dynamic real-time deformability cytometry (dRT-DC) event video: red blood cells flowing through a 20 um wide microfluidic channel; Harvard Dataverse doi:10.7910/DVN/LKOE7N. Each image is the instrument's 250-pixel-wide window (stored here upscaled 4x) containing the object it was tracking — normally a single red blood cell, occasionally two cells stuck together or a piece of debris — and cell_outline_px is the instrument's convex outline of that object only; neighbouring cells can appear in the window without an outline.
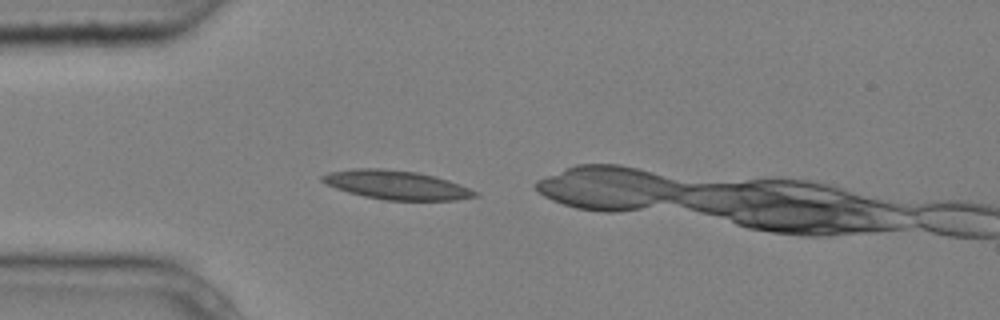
{"species": "common noctule bat (a hibernating species)", "species_latin": "Nyctalus noctula", "temperature_condition": "cold", "stored_images_in_passage": 2, "camera_frame_rate_fps": 3000, "um_per_image_px": 0.085, "animal": {"sex": "male", "body_mass_g": 20.4}, "frame": {"image": 1, "passage_image": 1, "time_ms": 0.0, "image_size_px": [1000, 320], "cell_outline_px": [[480, 196], [456, 200], [384, 200], [364, 196], [348, 192], [336, 188], [320, 180], [320, 176], [328, 172], [352, 168], [384, 168], [416, 172], [436, 176], [460, 184], [476, 192]], "centroid_in_image_um": [33.68, 15.71], "position_along_channel_um": 51.3, "area_um2": 25.78}}